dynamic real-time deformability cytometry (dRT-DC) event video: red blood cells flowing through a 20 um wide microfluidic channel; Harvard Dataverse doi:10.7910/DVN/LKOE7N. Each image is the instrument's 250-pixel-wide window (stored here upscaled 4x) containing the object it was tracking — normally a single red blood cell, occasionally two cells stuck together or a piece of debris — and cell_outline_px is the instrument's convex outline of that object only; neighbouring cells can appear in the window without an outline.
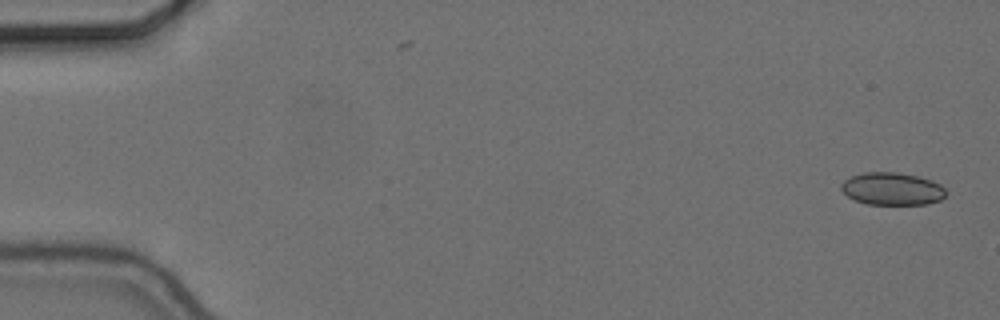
{"species": "common noctule bat (a hibernating species)", "species_latin": "Nyctalus noctula", "temperature_condition": "cold", "stored_images_in_passage": 15, "camera_frame_rate_fps": 3000, "um_per_image_px": 0.085, "animal": {"sex": "female", "body_mass_g": 24.6, "forearm_length_mm": 56.2}, "frame": {"image": 1, "passage_image": 1, "time_ms": 0.0, "image_size_px": [1000, 320], "cell_outline_px": [[944, 196], [940, 200], [928, 204], [868, 204], [856, 200], [848, 196], [840, 188], [840, 184], [844, 180], [852, 176], [864, 172], [896, 172], [916, 176], [932, 180], [940, 184], [944, 188]], "centroid_in_image_um": [75.82, 16.04], "position_along_channel_um": 9.2, "area_um2": 19.71}}
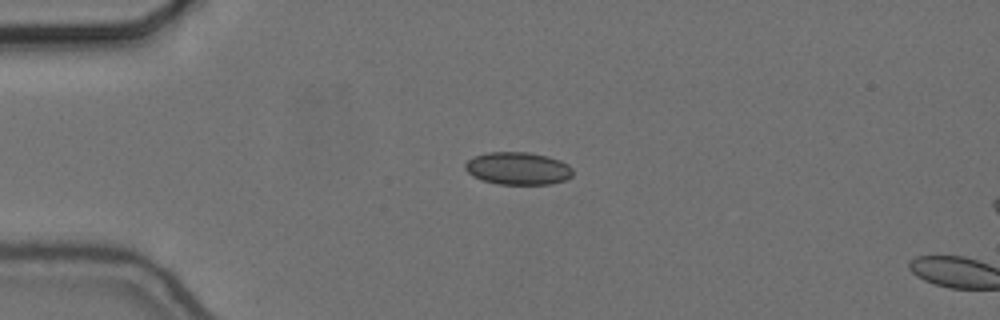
{"frame": {"image": 2, "passage_image": 13, "time_ms": 4.0, "image_size_px": [1000, 320], "cell_outline_px": [[572, 176], [564, 180], [548, 184], [500, 184], [484, 180], [472, 176], [464, 168], [464, 164], [468, 160], [476, 156], [488, 152], [532, 152], [548, 156], [560, 160], [568, 164], [572, 168]], "centroid_in_image_um": [44.03, 14.3], "position_along_channel_um": 41.0, "area_um2": 20.4}}